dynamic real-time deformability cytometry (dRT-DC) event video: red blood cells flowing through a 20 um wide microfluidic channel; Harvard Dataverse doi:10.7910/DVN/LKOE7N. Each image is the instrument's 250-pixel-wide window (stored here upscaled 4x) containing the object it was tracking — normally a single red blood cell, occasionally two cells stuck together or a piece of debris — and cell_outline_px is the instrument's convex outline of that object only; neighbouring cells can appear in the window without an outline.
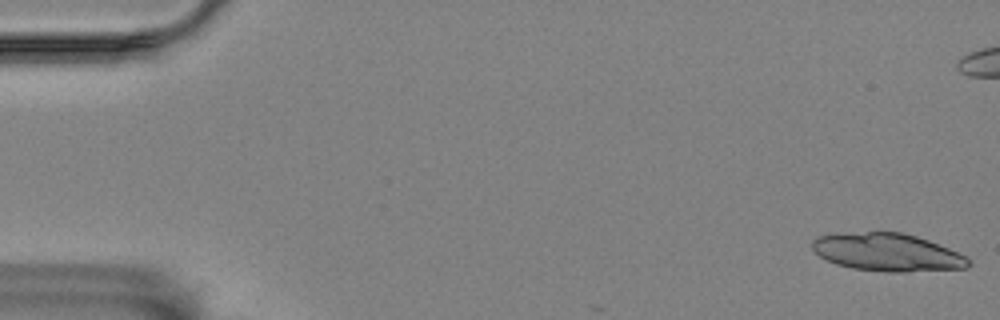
{"species": "Egyptian fruit bat (a non-hibernating species)", "species_latin": "Rousettus aegyptiacus", "temperature_condition": "room temperature", "stored_images_in_passage": 3, "camera_frame_rate_fps": 3000, "um_per_image_px": 0.085, "animal": {"sex": "female"}, "frame": {"image": 1, "passage_image": 1, "time_ms": 0.0, "image_size_px": [1000, 320], "cell_outline_px": [[972, 264], [968, 268], [904, 272], [884, 272], [852, 268], [836, 264], [820, 256], [812, 248], [812, 240], [816, 236], [836, 232], [900, 232], [916, 236], [928, 240], [968, 256], [972, 260]], "centroid_in_image_um": [75.43, 21.44], "position_along_channel_um": 9.6, "area_um2": 34.85}}